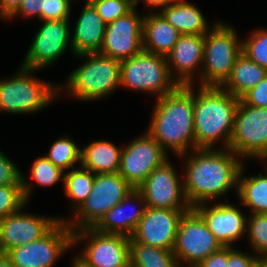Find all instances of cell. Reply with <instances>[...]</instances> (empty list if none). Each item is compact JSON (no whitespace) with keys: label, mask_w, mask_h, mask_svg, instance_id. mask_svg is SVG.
I'll return each instance as SVG.
<instances>
[{"label":"cell","mask_w":267,"mask_h":267,"mask_svg":"<svg viewBox=\"0 0 267 267\" xmlns=\"http://www.w3.org/2000/svg\"><path fill=\"white\" fill-rule=\"evenodd\" d=\"M223 149V150H222ZM186 159L183 188L189 205L211 203L223 197L232 188H238V177L243 163L238 155L228 148H197ZM189 156V157H188Z\"/></svg>","instance_id":"cell-1"},{"label":"cell","mask_w":267,"mask_h":267,"mask_svg":"<svg viewBox=\"0 0 267 267\" xmlns=\"http://www.w3.org/2000/svg\"><path fill=\"white\" fill-rule=\"evenodd\" d=\"M193 87L179 85L158 97L147 129L166 153L170 149L178 157L195 149Z\"/></svg>","instance_id":"cell-2"},{"label":"cell","mask_w":267,"mask_h":267,"mask_svg":"<svg viewBox=\"0 0 267 267\" xmlns=\"http://www.w3.org/2000/svg\"><path fill=\"white\" fill-rule=\"evenodd\" d=\"M194 90L195 149L213 148L222 140L229 148L239 98L222 87L200 86Z\"/></svg>","instance_id":"cell-3"},{"label":"cell","mask_w":267,"mask_h":267,"mask_svg":"<svg viewBox=\"0 0 267 267\" xmlns=\"http://www.w3.org/2000/svg\"><path fill=\"white\" fill-rule=\"evenodd\" d=\"M87 59L67 77L65 91L72 98L82 101H93L105 98L120 86L121 61L104 56L98 52L76 55ZM65 87V89H63ZM63 89V90H62ZM67 90V91H66Z\"/></svg>","instance_id":"cell-4"},{"label":"cell","mask_w":267,"mask_h":267,"mask_svg":"<svg viewBox=\"0 0 267 267\" xmlns=\"http://www.w3.org/2000/svg\"><path fill=\"white\" fill-rule=\"evenodd\" d=\"M34 71L37 70L22 66L11 78L0 80V112L34 113L59 96V84L34 77Z\"/></svg>","instance_id":"cell-5"},{"label":"cell","mask_w":267,"mask_h":267,"mask_svg":"<svg viewBox=\"0 0 267 267\" xmlns=\"http://www.w3.org/2000/svg\"><path fill=\"white\" fill-rule=\"evenodd\" d=\"M215 23L205 34L200 86L221 87L242 50V40L238 39L236 30L224 22Z\"/></svg>","instance_id":"cell-6"},{"label":"cell","mask_w":267,"mask_h":267,"mask_svg":"<svg viewBox=\"0 0 267 267\" xmlns=\"http://www.w3.org/2000/svg\"><path fill=\"white\" fill-rule=\"evenodd\" d=\"M120 86L162 97L179 85L172 78L163 55L142 50L137 55L121 61Z\"/></svg>","instance_id":"cell-7"},{"label":"cell","mask_w":267,"mask_h":267,"mask_svg":"<svg viewBox=\"0 0 267 267\" xmlns=\"http://www.w3.org/2000/svg\"><path fill=\"white\" fill-rule=\"evenodd\" d=\"M132 189L133 187L119 172L96 174L90 195L73 213L75 219H65L67 226L72 231L93 227L107 211L121 202Z\"/></svg>","instance_id":"cell-8"},{"label":"cell","mask_w":267,"mask_h":267,"mask_svg":"<svg viewBox=\"0 0 267 267\" xmlns=\"http://www.w3.org/2000/svg\"><path fill=\"white\" fill-rule=\"evenodd\" d=\"M86 242L82 253L74 258L84 267H129L130 237L106 234L92 227L73 231V247Z\"/></svg>","instance_id":"cell-9"},{"label":"cell","mask_w":267,"mask_h":267,"mask_svg":"<svg viewBox=\"0 0 267 267\" xmlns=\"http://www.w3.org/2000/svg\"><path fill=\"white\" fill-rule=\"evenodd\" d=\"M228 149L241 158L267 160V108L250 106L239 100Z\"/></svg>","instance_id":"cell-10"},{"label":"cell","mask_w":267,"mask_h":267,"mask_svg":"<svg viewBox=\"0 0 267 267\" xmlns=\"http://www.w3.org/2000/svg\"><path fill=\"white\" fill-rule=\"evenodd\" d=\"M222 247L193 208L182 215L172 250L179 267H196Z\"/></svg>","instance_id":"cell-11"},{"label":"cell","mask_w":267,"mask_h":267,"mask_svg":"<svg viewBox=\"0 0 267 267\" xmlns=\"http://www.w3.org/2000/svg\"><path fill=\"white\" fill-rule=\"evenodd\" d=\"M73 246V231L59 220L41 238L16 246L6 252L14 267H53L63 253Z\"/></svg>","instance_id":"cell-12"},{"label":"cell","mask_w":267,"mask_h":267,"mask_svg":"<svg viewBox=\"0 0 267 267\" xmlns=\"http://www.w3.org/2000/svg\"><path fill=\"white\" fill-rule=\"evenodd\" d=\"M169 159L156 167L137 188L143 195L146 207L173 210H190L175 167Z\"/></svg>","instance_id":"cell-13"},{"label":"cell","mask_w":267,"mask_h":267,"mask_svg":"<svg viewBox=\"0 0 267 267\" xmlns=\"http://www.w3.org/2000/svg\"><path fill=\"white\" fill-rule=\"evenodd\" d=\"M168 155L146 131L122 148L118 172L133 188H138L156 167L169 158Z\"/></svg>","instance_id":"cell-14"},{"label":"cell","mask_w":267,"mask_h":267,"mask_svg":"<svg viewBox=\"0 0 267 267\" xmlns=\"http://www.w3.org/2000/svg\"><path fill=\"white\" fill-rule=\"evenodd\" d=\"M69 22V19L43 20L21 65L42 70L60 58L69 45L73 52Z\"/></svg>","instance_id":"cell-15"},{"label":"cell","mask_w":267,"mask_h":267,"mask_svg":"<svg viewBox=\"0 0 267 267\" xmlns=\"http://www.w3.org/2000/svg\"><path fill=\"white\" fill-rule=\"evenodd\" d=\"M143 19L134 6L124 16L106 25L103 45L98 53L122 61L143 50Z\"/></svg>","instance_id":"cell-16"},{"label":"cell","mask_w":267,"mask_h":267,"mask_svg":"<svg viewBox=\"0 0 267 267\" xmlns=\"http://www.w3.org/2000/svg\"><path fill=\"white\" fill-rule=\"evenodd\" d=\"M187 211L146 207L130 240L172 251L181 217Z\"/></svg>","instance_id":"cell-17"},{"label":"cell","mask_w":267,"mask_h":267,"mask_svg":"<svg viewBox=\"0 0 267 267\" xmlns=\"http://www.w3.org/2000/svg\"><path fill=\"white\" fill-rule=\"evenodd\" d=\"M23 208L0 220V253L33 242L44 236L64 218L38 216L22 212Z\"/></svg>","instance_id":"cell-18"},{"label":"cell","mask_w":267,"mask_h":267,"mask_svg":"<svg viewBox=\"0 0 267 267\" xmlns=\"http://www.w3.org/2000/svg\"><path fill=\"white\" fill-rule=\"evenodd\" d=\"M193 209L202 217L209 231L223 247H233L242 235H246L247 217L230 203L208 206L201 203Z\"/></svg>","instance_id":"cell-19"},{"label":"cell","mask_w":267,"mask_h":267,"mask_svg":"<svg viewBox=\"0 0 267 267\" xmlns=\"http://www.w3.org/2000/svg\"><path fill=\"white\" fill-rule=\"evenodd\" d=\"M204 41L205 35L181 34L166 56L169 72L178 85H195L194 72L202 66Z\"/></svg>","instance_id":"cell-20"},{"label":"cell","mask_w":267,"mask_h":267,"mask_svg":"<svg viewBox=\"0 0 267 267\" xmlns=\"http://www.w3.org/2000/svg\"><path fill=\"white\" fill-rule=\"evenodd\" d=\"M138 204V208L135 209L133 206L137 207ZM129 205H133L134 209L132 208V212L127 213ZM145 209L146 203L143 195L137 188H133L121 202L107 211L92 228L101 233L131 237L142 219Z\"/></svg>","instance_id":"cell-21"},{"label":"cell","mask_w":267,"mask_h":267,"mask_svg":"<svg viewBox=\"0 0 267 267\" xmlns=\"http://www.w3.org/2000/svg\"><path fill=\"white\" fill-rule=\"evenodd\" d=\"M105 28L106 24L94 6L86 0L71 34L73 54L99 52L103 45Z\"/></svg>","instance_id":"cell-22"},{"label":"cell","mask_w":267,"mask_h":267,"mask_svg":"<svg viewBox=\"0 0 267 267\" xmlns=\"http://www.w3.org/2000/svg\"><path fill=\"white\" fill-rule=\"evenodd\" d=\"M181 33L159 12H150L143 19V50L167 56L179 40Z\"/></svg>","instance_id":"cell-23"},{"label":"cell","mask_w":267,"mask_h":267,"mask_svg":"<svg viewBox=\"0 0 267 267\" xmlns=\"http://www.w3.org/2000/svg\"><path fill=\"white\" fill-rule=\"evenodd\" d=\"M80 165L96 174L117 173L120 168L122 148L107 140H93L82 147ZM121 148V149H120Z\"/></svg>","instance_id":"cell-24"},{"label":"cell","mask_w":267,"mask_h":267,"mask_svg":"<svg viewBox=\"0 0 267 267\" xmlns=\"http://www.w3.org/2000/svg\"><path fill=\"white\" fill-rule=\"evenodd\" d=\"M159 12L181 34L205 35L211 29L200 9L187 0H175Z\"/></svg>","instance_id":"cell-25"},{"label":"cell","mask_w":267,"mask_h":267,"mask_svg":"<svg viewBox=\"0 0 267 267\" xmlns=\"http://www.w3.org/2000/svg\"><path fill=\"white\" fill-rule=\"evenodd\" d=\"M266 75V68L259 66L241 53L235 60L230 76L221 87L240 99Z\"/></svg>","instance_id":"cell-26"},{"label":"cell","mask_w":267,"mask_h":267,"mask_svg":"<svg viewBox=\"0 0 267 267\" xmlns=\"http://www.w3.org/2000/svg\"><path fill=\"white\" fill-rule=\"evenodd\" d=\"M267 165L264 175L243 177L244 164L238 177L237 196L252 214H267Z\"/></svg>","instance_id":"cell-27"},{"label":"cell","mask_w":267,"mask_h":267,"mask_svg":"<svg viewBox=\"0 0 267 267\" xmlns=\"http://www.w3.org/2000/svg\"><path fill=\"white\" fill-rule=\"evenodd\" d=\"M130 263L137 267H179L173 251L130 240Z\"/></svg>","instance_id":"cell-28"},{"label":"cell","mask_w":267,"mask_h":267,"mask_svg":"<svg viewBox=\"0 0 267 267\" xmlns=\"http://www.w3.org/2000/svg\"><path fill=\"white\" fill-rule=\"evenodd\" d=\"M94 179L95 174L82 166L76 169H70L64 173V194L71 199L73 212H75L90 195Z\"/></svg>","instance_id":"cell-29"},{"label":"cell","mask_w":267,"mask_h":267,"mask_svg":"<svg viewBox=\"0 0 267 267\" xmlns=\"http://www.w3.org/2000/svg\"><path fill=\"white\" fill-rule=\"evenodd\" d=\"M23 185L0 186V220L24 208L31 196V182L22 173Z\"/></svg>","instance_id":"cell-30"},{"label":"cell","mask_w":267,"mask_h":267,"mask_svg":"<svg viewBox=\"0 0 267 267\" xmlns=\"http://www.w3.org/2000/svg\"><path fill=\"white\" fill-rule=\"evenodd\" d=\"M48 152L46 158L62 171L73 169L80 162L81 149L69 136L55 140Z\"/></svg>","instance_id":"cell-31"},{"label":"cell","mask_w":267,"mask_h":267,"mask_svg":"<svg viewBox=\"0 0 267 267\" xmlns=\"http://www.w3.org/2000/svg\"><path fill=\"white\" fill-rule=\"evenodd\" d=\"M247 218L249 246L259 259H267V214H251Z\"/></svg>","instance_id":"cell-32"},{"label":"cell","mask_w":267,"mask_h":267,"mask_svg":"<svg viewBox=\"0 0 267 267\" xmlns=\"http://www.w3.org/2000/svg\"><path fill=\"white\" fill-rule=\"evenodd\" d=\"M248 59L267 69V29H258L242 40V50Z\"/></svg>","instance_id":"cell-33"},{"label":"cell","mask_w":267,"mask_h":267,"mask_svg":"<svg viewBox=\"0 0 267 267\" xmlns=\"http://www.w3.org/2000/svg\"><path fill=\"white\" fill-rule=\"evenodd\" d=\"M33 180L42 187L53 186L60 180L64 181V171L56 167L46 156H41L32 164L30 169Z\"/></svg>","instance_id":"cell-34"},{"label":"cell","mask_w":267,"mask_h":267,"mask_svg":"<svg viewBox=\"0 0 267 267\" xmlns=\"http://www.w3.org/2000/svg\"><path fill=\"white\" fill-rule=\"evenodd\" d=\"M106 25L124 16L133 7L132 0H88Z\"/></svg>","instance_id":"cell-35"},{"label":"cell","mask_w":267,"mask_h":267,"mask_svg":"<svg viewBox=\"0 0 267 267\" xmlns=\"http://www.w3.org/2000/svg\"><path fill=\"white\" fill-rule=\"evenodd\" d=\"M23 185L22 172L17 165L0 150V186Z\"/></svg>","instance_id":"cell-36"},{"label":"cell","mask_w":267,"mask_h":267,"mask_svg":"<svg viewBox=\"0 0 267 267\" xmlns=\"http://www.w3.org/2000/svg\"><path fill=\"white\" fill-rule=\"evenodd\" d=\"M72 0H45L43 20L70 19Z\"/></svg>","instance_id":"cell-37"},{"label":"cell","mask_w":267,"mask_h":267,"mask_svg":"<svg viewBox=\"0 0 267 267\" xmlns=\"http://www.w3.org/2000/svg\"><path fill=\"white\" fill-rule=\"evenodd\" d=\"M240 99L250 106L267 108V75L254 88L246 92Z\"/></svg>","instance_id":"cell-38"},{"label":"cell","mask_w":267,"mask_h":267,"mask_svg":"<svg viewBox=\"0 0 267 267\" xmlns=\"http://www.w3.org/2000/svg\"><path fill=\"white\" fill-rule=\"evenodd\" d=\"M43 10H45V0H22L19 8L8 19L21 15L24 18L37 16L43 21Z\"/></svg>","instance_id":"cell-39"},{"label":"cell","mask_w":267,"mask_h":267,"mask_svg":"<svg viewBox=\"0 0 267 267\" xmlns=\"http://www.w3.org/2000/svg\"><path fill=\"white\" fill-rule=\"evenodd\" d=\"M259 260L256 255L227 247V267H253Z\"/></svg>","instance_id":"cell-40"},{"label":"cell","mask_w":267,"mask_h":267,"mask_svg":"<svg viewBox=\"0 0 267 267\" xmlns=\"http://www.w3.org/2000/svg\"><path fill=\"white\" fill-rule=\"evenodd\" d=\"M196 267H227V247L212 253Z\"/></svg>","instance_id":"cell-41"},{"label":"cell","mask_w":267,"mask_h":267,"mask_svg":"<svg viewBox=\"0 0 267 267\" xmlns=\"http://www.w3.org/2000/svg\"><path fill=\"white\" fill-rule=\"evenodd\" d=\"M22 0H0V17L8 19L20 6Z\"/></svg>","instance_id":"cell-42"},{"label":"cell","mask_w":267,"mask_h":267,"mask_svg":"<svg viewBox=\"0 0 267 267\" xmlns=\"http://www.w3.org/2000/svg\"><path fill=\"white\" fill-rule=\"evenodd\" d=\"M139 1H142V3L147 4L149 8L150 7H162L161 9H163L164 7H166L167 5H169L175 0H137L134 6L137 7Z\"/></svg>","instance_id":"cell-43"},{"label":"cell","mask_w":267,"mask_h":267,"mask_svg":"<svg viewBox=\"0 0 267 267\" xmlns=\"http://www.w3.org/2000/svg\"><path fill=\"white\" fill-rule=\"evenodd\" d=\"M0 267H14L6 253H0Z\"/></svg>","instance_id":"cell-44"},{"label":"cell","mask_w":267,"mask_h":267,"mask_svg":"<svg viewBox=\"0 0 267 267\" xmlns=\"http://www.w3.org/2000/svg\"><path fill=\"white\" fill-rule=\"evenodd\" d=\"M253 267H267V259H259Z\"/></svg>","instance_id":"cell-45"},{"label":"cell","mask_w":267,"mask_h":267,"mask_svg":"<svg viewBox=\"0 0 267 267\" xmlns=\"http://www.w3.org/2000/svg\"><path fill=\"white\" fill-rule=\"evenodd\" d=\"M71 267H84L82 266L74 257L72 259V265Z\"/></svg>","instance_id":"cell-46"},{"label":"cell","mask_w":267,"mask_h":267,"mask_svg":"<svg viewBox=\"0 0 267 267\" xmlns=\"http://www.w3.org/2000/svg\"><path fill=\"white\" fill-rule=\"evenodd\" d=\"M129 267H137V266H135V265L129 263Z\"/></svg>","instance_id":"cell-47"}]
</instances>
